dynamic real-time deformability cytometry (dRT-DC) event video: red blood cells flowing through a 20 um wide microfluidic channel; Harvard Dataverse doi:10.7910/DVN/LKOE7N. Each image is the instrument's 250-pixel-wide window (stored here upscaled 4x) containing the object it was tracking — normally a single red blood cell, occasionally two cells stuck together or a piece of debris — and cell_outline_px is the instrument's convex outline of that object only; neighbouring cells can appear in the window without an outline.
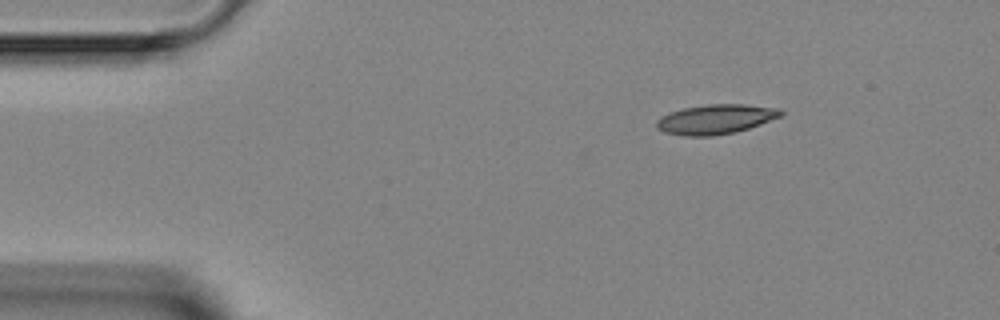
{"species": "Egyptian fruit bat (a non-hibernating species)", "species_latin": "Rousettus aegyptiacus", "temperature_condition": "room temperature", "stored_images_in_passage": 3, "camera_frame_rate_fps": 3000, "um_per_image_px": 0.085, "animal": {"sex": "female"}, "frame": {"image": 1, "passage_image": 1, "time_ms": 0.0, "image_size_px": [1000, 320], "cell_outline_px": [[784, 116], [736, 132], [712, 136], [684, 136], [664, 132], [656, 128], [656, 120], [660, 116], [668, 112], [684, 108], [708, 104], [744, 104], [780, 108], [784, 112]], "centroid_in_image_um": [60.83, 10.13], "position_along_channel_um": 24.2, "area_um2": 21.73}}